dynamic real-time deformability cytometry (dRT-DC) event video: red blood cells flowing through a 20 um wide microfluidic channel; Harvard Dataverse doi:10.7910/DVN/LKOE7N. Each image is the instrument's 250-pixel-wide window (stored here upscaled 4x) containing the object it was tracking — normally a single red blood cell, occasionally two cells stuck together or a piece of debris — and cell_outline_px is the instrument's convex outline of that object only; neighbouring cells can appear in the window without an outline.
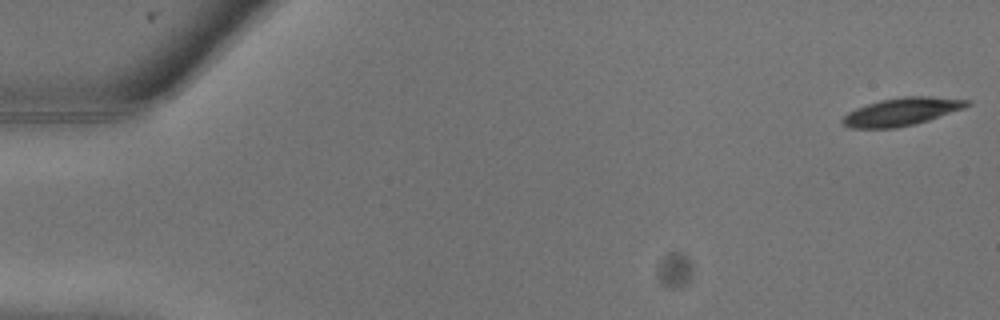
{"species": "common noctule bat (a hibernating species)", "species_latin": "Nyctalus noctula", "temperature_condition": "warm", "stored_images_in_passage": 11, "camera_frame_rate_fps": 3000, "um_per_image_px": 0.085, "animal": {"sex": "male", "body_mass_g": 13.3}, "frame": {"image": 1, "passage_image": 1, "time_ms": 0.0, "image_size_px": [1000, 320], "cell_outline_px": [[972, 104], [964, 108], [928, 120], [896, 128], [848, 128], [840, 124], [840, 120], [848, 112], [856, 108], [880, 100], [904, 96], [932, 96], [972, 100]], "centroid_in_image_um": [76.63, 9.49], "position_along_channel_um": 8.4, "area_um2": 20.29}}
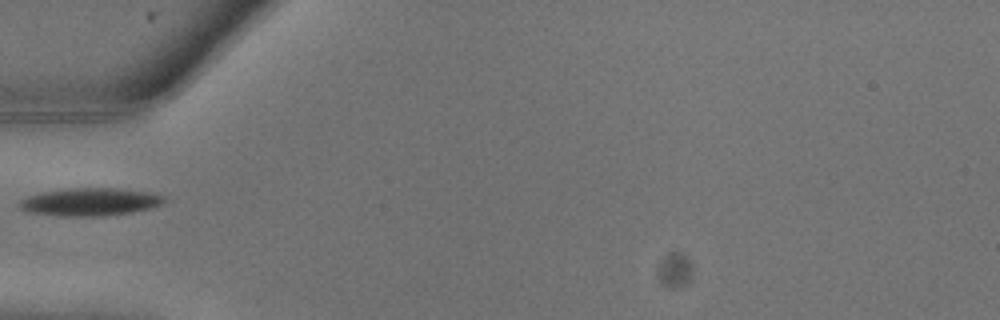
{"frame": {"image": 2, "passage_image": 9, "time_ms": 2.667, "image_size_px": [1000, 320], "cell_outline_px": [[168, 200], [160, 204], [148, 208], [128, 212], [104, 216], [60, 216], [24, 212], [16, 204], [20, 200], [28, 196], [44, 192], [68, 188], [120, 188], [148, 192], [164, 196]], "centroid_in_image_um": [7.59, 17.16], "position_along_channel_um": 77.4, "area_um2": 23.47}}
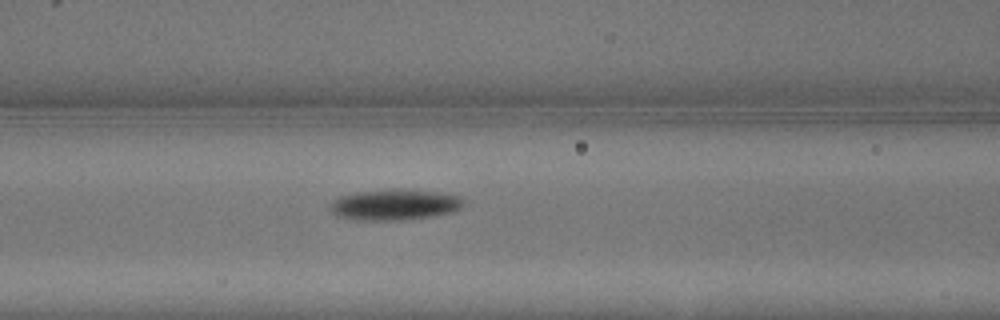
{"frame": {"image": 3, "passage_image": 11, "time_ms": 3.333, "image_size_px": [1000, 320], "cell_outline_px": [[464, 204], [460, 208], [452, 212], [432, 216], [408, 220], [356, 220], [336, 216], [328, 208], [328, 204], [340, 196], [360, 192], [436, 192], [460, 196], [464, 200]], "centroid_in_image_um": [33.51, 17.46], "position_along_channel_um": 133.1, "area_um2": 23.06}}